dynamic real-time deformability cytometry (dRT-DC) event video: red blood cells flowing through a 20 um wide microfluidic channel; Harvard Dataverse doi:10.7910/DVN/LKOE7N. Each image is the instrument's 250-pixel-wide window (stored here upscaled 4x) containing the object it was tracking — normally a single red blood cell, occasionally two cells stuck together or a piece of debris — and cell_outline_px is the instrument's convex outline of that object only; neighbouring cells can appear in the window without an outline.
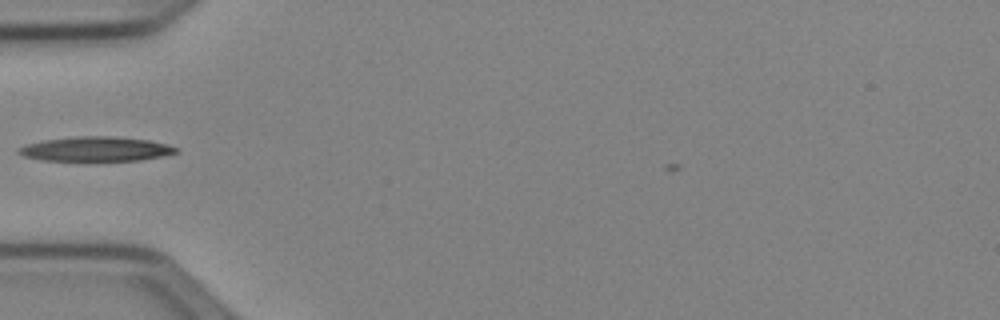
{"species": "Egyptian fruit bat (a non-hibernating species)", "species_latin": "Rousettus aegyptiacus", "temperature_condition": "cold", "stored_images_in_passage": 31, "camera_frame_rate_fps": 3000, "um_per_image_px": 0.085, "animal": {"sex": "female"}, "frame": {"image": 1, "passage_image": 1, "time_ms": 0.0, "image_size_px": [1000, 320], "cell_outline_px": [[180, 152], [164, 156], [140, 160], [44, 160], [24, 156], [16, 152], [20, 148], [28, 144], [40, 140], [76, 136], [116, 136], [148, 140], [164, 144], [176, 148]], "centroid_in_image_um": [8.15, 12.65], "position_along_channel_um": 76.8, "area_um2": 22.31}}
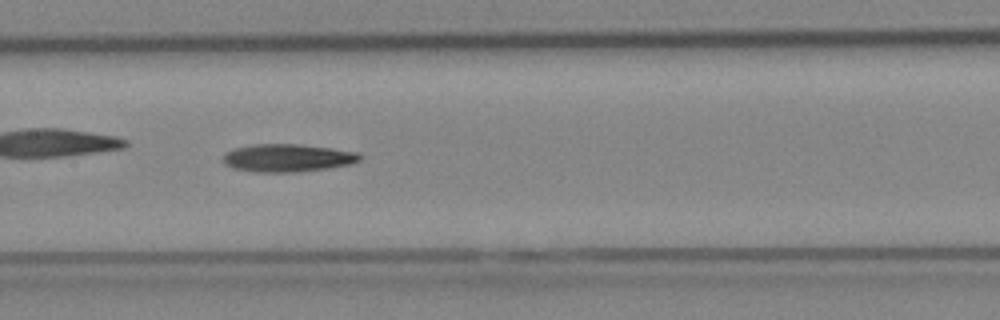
{"frame": {"image": 2, "passage_image": 9, "time_ms": 2.667, "image_size_px": [1000, 320], "cell_outline_px": [[364, 156], [360, 160], [348, 164], [328, 168], [296, 172], [256, 172], [232, 168], [224, 164], [224, 152], [236, 148], [252, 144], [300, 144], [332, 148], [360, 152]], "centroid_in_image_um": [24.46, 13.42], "position_along_channel_um": 182.9, "area_um2": 22.31}}
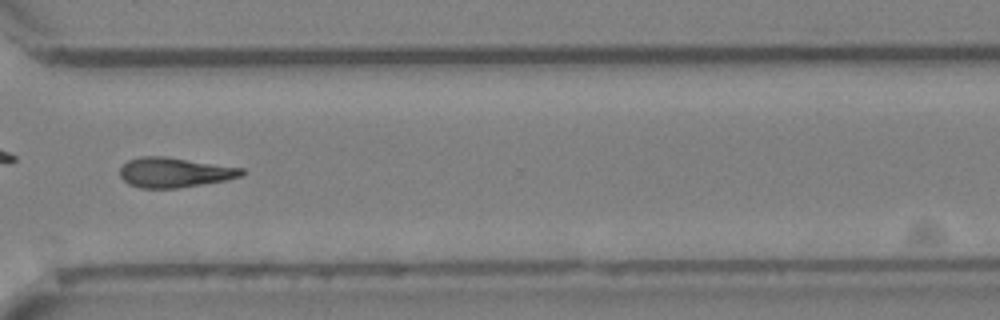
{"frame": {"image": 3, "passage_image": 22, "time_ms": 7.0, "image_size_px": [1000, 320], "cell_outline_px": [[244, 172], [240, 176], [228, 180], [180, 188], [140, 188], [128, 184], [120, 176], [120, 168], [128, 160], [140, 156], [164, 156], [244, 168]], "centroid_in_image_um": [14.82, 14.66], "position_along_channel_um": 355.8, "area_um2": 21.27}}